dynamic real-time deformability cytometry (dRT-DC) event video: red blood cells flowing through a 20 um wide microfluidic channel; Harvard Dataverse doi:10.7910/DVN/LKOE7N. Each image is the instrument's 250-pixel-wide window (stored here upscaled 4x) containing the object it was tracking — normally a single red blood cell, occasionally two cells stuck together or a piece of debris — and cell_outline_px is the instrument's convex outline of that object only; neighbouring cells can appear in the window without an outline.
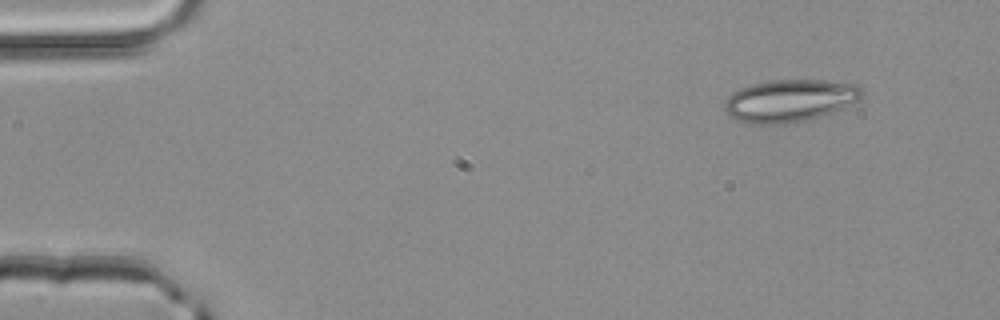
{"species": "common noctule bat (a hibernating species)", "species_latin": "Nyctalus noctula", "temperature_condition": "room temperature", "stored_images_in_passage": 2, "camera_frame_rate_fps": 3000, "um_per_image_px": 0.085, "animal": {"sex": "male", "body_mass_g": 20.4}, "frame": {"image": 1, "passage_image": 2, "time_ms": 0.333, "image_size_px": [1000, 320], "cell_outline_px": [[864, 96], [860, 100], [832, 112], [820, 116], [804, 120], [780, 124], [748, 124], [736, 120], [724, 112], [724, 100], [732, 92], [740, 88], [752, 84], [768, 80], [824, 80], [856, 84], [864, 88]], "centroid_in_image_um": [67.11, 8.55], "position_along_channel_um": 17.9, "area_um2": 34.28}}